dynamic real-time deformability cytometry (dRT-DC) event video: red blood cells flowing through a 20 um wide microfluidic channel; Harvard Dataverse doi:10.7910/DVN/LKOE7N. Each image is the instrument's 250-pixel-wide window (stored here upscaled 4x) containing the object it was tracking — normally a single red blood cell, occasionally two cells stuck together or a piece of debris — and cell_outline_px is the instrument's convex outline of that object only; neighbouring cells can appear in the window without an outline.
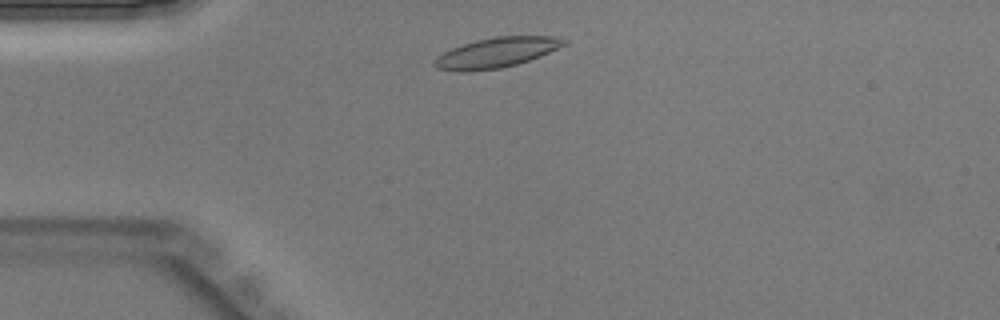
{"species": "Egyptian fruit bat (a non-hibernating species)", "species_latin": "Rousettus aegyptiacus", "temperature_condition": "warm", "stored_images_in_passage": 30, "camera_frame_rate_fps": 3000, "um_per_image_px": 0.085, "animal": {"sex": "male"}, "frame": {"image": 1, "passage_image": 3, "time_ms": 0.667, "image_size_px": [1000, 320], "cell_outline_px": [[568, 44], [540, 56], [516, 64], [500, 68], [468, 72], [456, 72], [436, 68], [432, 64], [432, 60], [436, 56], [452, 48], [476, 40], [496, 36], [556, 36], [568, 40]], "centroid_in_image_um": [42.18, 4.48], "position_along_channel_um": 42.8, "area_um2": 22.89}}
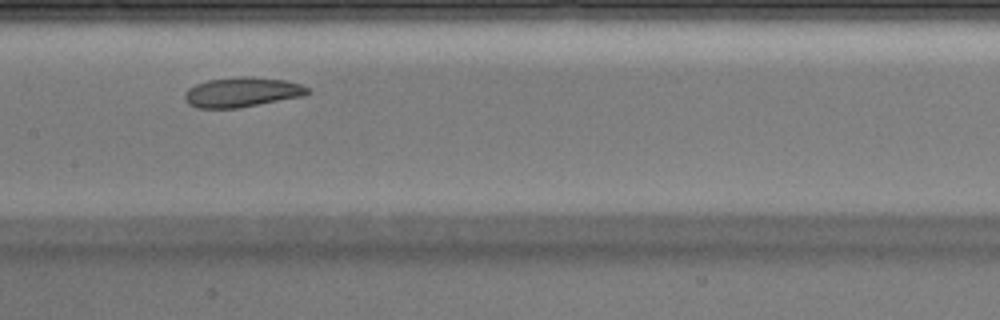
{"frame": {"image": 2, "passage_image": 14, "time_ms": 4.333, "image_size_px": [1000, 320], "cell_outline_px": [[312, 92], [304, 96], [240, 108], [196, 108], [188, 104], [184, 100], [184, 92], [188, 88], [196, 84], [208, 80], [236, 76], [252, 76], [284, 80], [300, 84], [308, 88]], "centroid_in_image_um": [20.56, 7.83], "position_along_channel_um": 186.8, "area_um2": 21.68}}
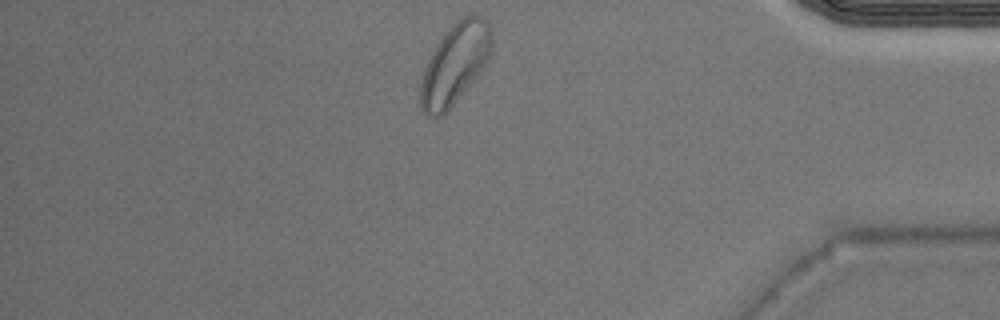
{"frame": {"image": 3, "passage_image": 30, "time_ms": 9.667, "image_size_px": [1000, 320], "cell_outline_px": [[492, 48], [488, 60], [476, 76], [452, 104], [440, 116], [428, 116], [424, 112], [420, 104], [420, 84], [428, 60], [432, 52], [444, 32], [456, 20], [464, 16], [480, 16], [488, 20], [492, 32]], "centroid_in_image_um": [38.67, 5.37], "position_along_channel_um": 396.5, "area_um2": 32.71}}